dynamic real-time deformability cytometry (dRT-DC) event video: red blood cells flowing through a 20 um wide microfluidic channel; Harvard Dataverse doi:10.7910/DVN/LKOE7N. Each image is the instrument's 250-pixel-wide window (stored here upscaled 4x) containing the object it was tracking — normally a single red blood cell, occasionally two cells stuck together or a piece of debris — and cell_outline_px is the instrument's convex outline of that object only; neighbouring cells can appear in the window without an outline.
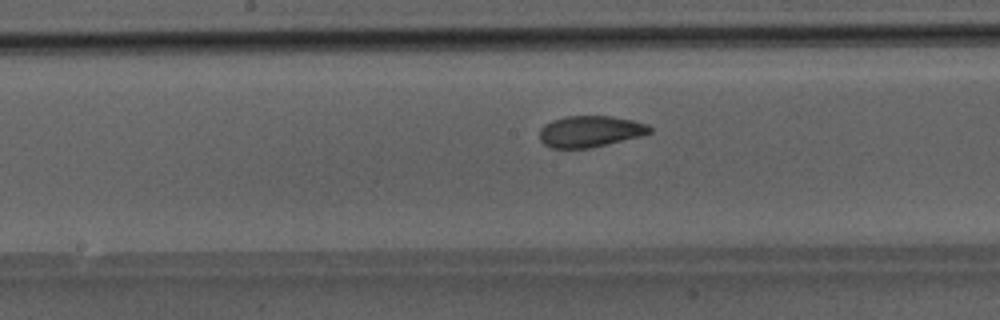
{"species": "Egyptian fruit bat (a non-hibernating species)", "species_latin": "Rousettus aegyptiacus", "temperature_condition": "room temperature", "stored_images_in_passage": 45, "camera_frame_rate_fps": 3000, "um_per_image_px": 0.085, "animal": {"sex": "male"}, "frame": {"image": 1, "passage_image": 22, "time_ms": 7.0, "image_size_px": [1000, 320], "cell_outline_px": [[652, 132], [640, 136], [592, 148], [552, 148], [544, 144], [540, 140], [540, 128], [544, 124], [552, 120], [564, 116], [612, 116], [632, 120], [648, 124], [652, 128]], "centroid_in_image_um": [50.16, 11.16], "position_along_channel_um": 198.0, "area_um2": 20.23}}
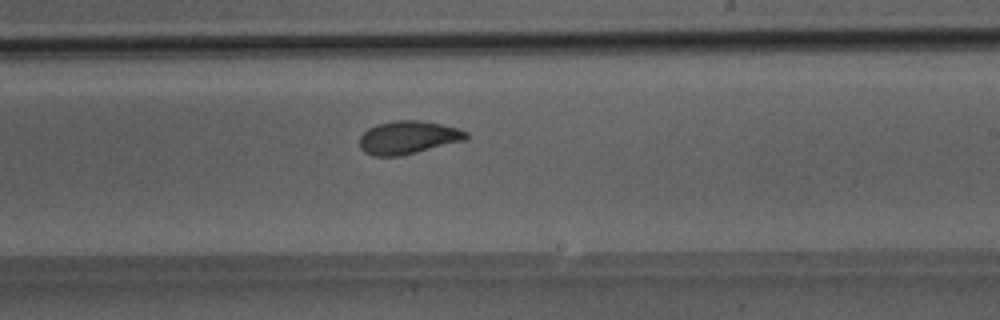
{"frame": {"image": 2, "passage_image": 26, "time_ms": 8.333, "image_size_px": [1000, 320], "cell_outline_px": [[468, 136], [464, 140], [400, 156], [372, 156], [364, 152], [360, 148], [360, 136], [368, 128], [376, 124], [396, 120], [420, 120], [440, 124], [456, 128], [468, 132]], "centroid_in_image_um": [34.64, 11.68], "position_along_channel_um": 254.4, "area_um2": 20.4}}
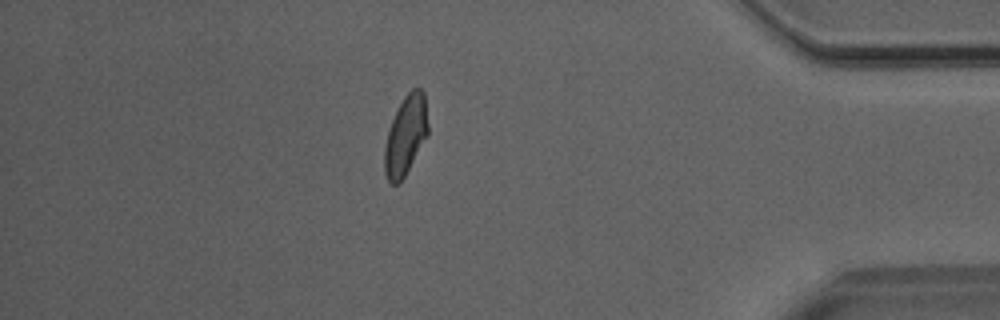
{"frame": {"image": 3, "passage_image": 39, "time_ms": 12.667, "image_size_px": [1000, 320], "cell_outline_px": [[428, 136], [400, 184], [392, 184], [388, 180], [384, 172], [384, 148], [388, 128], [404, 96], [412, 88], [420, 88], [424, 92], [428, 124]], "centroid_in_image_um": [34.48, 11.53], "position_along_channel_um": 400.7, "area_um2": 20.29}}